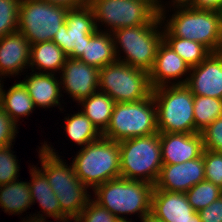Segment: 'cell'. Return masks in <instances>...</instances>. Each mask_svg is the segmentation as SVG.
Returning <instances> with one entry per match:
<instances>
[{"instance_id":"20","label":"cell","mask_w":222,"mask_h":222,"mask_svg":"<svg viewBox=\"0 0 222 222\" xmlns=\"http://www.w3.org/2000/svg\"><path fill=\"white\" fill-rule=\"evenodd\" d=\"M28 90L35 107L50 108L59 107L62 110L60 98L61 85L60 79L56 74L30 72V75L21 81Z\"/></svg>"},{"instance_id":"21","label":"cell","mask_w":222,"mask_h":222,"mask_svg":"<svg viewBox=\"0 0 222 222\" xmlns=\"http://www.w3.org/2000/svg\"><path fill=\"white\" fill-rule=\"evenodd\" d=\"M30 166H32L29 167L31 168L29 170L31 180H29L28 184L32 197V205H34L35 201H37L42 212L41 214L40 211L38 212V214L33 213V215L31 216L40 217L43 219H46V217H53L54 219L67 217L61 211L58 198L49 185L45 174L35 165Z\"/></svg>"},{"instance_id":"27","label":"cell","mask_w":222,"mask_h":222,"mask_svg":"<svg viewBox=\"0 0 222 222\" xmlns=\"http://www.w3.org/2000/svg\"><path fill=\"white\" fill-rule=\"evenodd\" d=\"M64 120L66 123L64 125L66 136L81 146V148L102 137V133L81 111L79 112V110L72 115L67 114Z\"/></svg>"},{"instance_id":"7","label":"cell","mask_w":222,"mask_h":222,"mask_svg":"<svg viewBox=\"0 0 222 222\" xmlns=\"http://www.w3.org/2000/svg\"><path fill=\"white\" fill-rule=\"evenodd\" d=\"M162 26L146 24L113 31L117 60L149 73L153 68L158 46L163 41ZM121 53L125 56H121Z\"/></svg>"},{"instance_id":"3","label":"cell","mask_w":222,"mask_h":222,"mask_svg":"<svg viewBox=\"0 0 222 222\" xmlns=\"http://www.w3.org/2000/svg\"><path fill=\"white\" fill-rule=\"evenodd\" d=\"M75 155L72 158L75 174L92 191L104 182L120 177L118 141L101 137L78 150Z\"/></svg>"},{"instance_id":"19","label":"cell","mask_w":222,"mask_h":222,"mask_svg":"<svg viewBox=\"0 0 222 222\" xmlns=\"http://www.w3.org/2000/svg\"><path fill=\"white\" fill-rule=\"evenodd\" d=\"M30 43L19 31L0 38V78L15 77L29 68ZM15 75V76H14ZM3 76V77H2Z\"/></svg>"},{"instance_id":"31","label":"cell","mask_w":222,"mask_h":222,"mask_svg":"<svg viewBox=\"0 0 222 222\" xmlns=\"http://www.w3.org/2000/svg\"><path fill=\"white\" fill-rule=\"evenodd\" d=\"M193 209L198 212L222 196V189L208 180H203L186 192Z\"/></svg>"},{"instance_id":"9","label":"cell","mask_w":222,"mask_h":222,"mask_svg":"<svg viewBox=\"0 0 222 222\" xmlns=\"http://www.w3.org/2000/svg\"><path fill=\"white\" fill-rule=\"evenodd\" d=\"M99 91L123 103L148 98L152 87L148 72L117 60L99 69Z\"/></svg>"},{"instance_id":"32","label":"cell","mask_w":222,"mask_h":222,"mask_svg":"<svg viewBox=\"0 0 222 222\" xmlns=\"http://www.w3.org/2000/svg\"><path fill=\"white\" fill-rule=\"evenodd\" d=\"M21 0H0V38L18 29Z\"/></svg>"},{"instance_id":"4","label":"cell","mask_w":222,"mask_h":222,"mask_svg":"<svg viewBox=\"0 0 222 222\" xmlns=\"http://www.w3.org/2000/svg\"><path fill=\"white\" fill-rule=\"evenodd\" d=\"M159 3L160 0H89L97 30L105 26L104 31L110 33L120 28L162 24Z\"/></svg>"},{"instance_id":"23","label":"cell","mask_w":222,"mask_h":222,"mask_svg":"<svg viewBox=\"0 0 222 222\" xmlns=\"http://www.w3.org/2000/svg\"><path fill=\"white\" fill-rule=\"evenodd\" d=\"M67 58V54L53 41L36 43L30 45L29 69L37 70V73L60 74Z\"/></svg>"},{"instance_id":"35","label":"cell","mask_w":222,"mask_h":222,"mask_svg":"<svg viewBox=\"0 0 222 222\" xmlns=\"http://www.w3.org/2000/svg\"><path fill=\"white\" fill-rule=\"evenodd\" d=\"M205 150L222 153V116L200 131Z\"/></svg>"},{"instance_id":"30","label":"cell","mask_w":222,"mask_h":222,"mask_svg":"<svg viewBox=\"0 0 222 222\" xmlns=\"http://www.w3.org/2000/svg\"><path fill=\"white\" fill-rule=\"evenodd\" d=\"M88 190V191H87ZM88 188L53 190L58 198L60 209L67 217H78L91 199Z\"/></svg>"},{"instance_id":"45","label":"cell","mask_w":222,"mask_h":222,"mask_svg":"<svg viewBox=\"0 0 222 222\" xmlns=\"http://www.w3.org/2000/svg\"><path fill=\"white\" fill-rule=\"evenodd\" d=\"M131 219H117L115 222H133Z\"/></svg>"},{"instance_id":"8","label":"cell","mask_w":222,"mask_h":222,"mask_svg":"<svg viewBox=\"0 0 222 222\" xmlns=\"http://www.w3.org/2000/svg\"><path fill=\"white\" fill-rule=\"evenodd\" d=\"M158 133L157 109L152 94L136 102L115 103L102 137L122 141Z\"/></svg>"},{"instance_id":"18","label":"cell","mask_w":222,"mask_h":222,"mask_svg":"<svg viewBox=\"0 0 222 222\" xmlns=\"http://www.w3.org/2000/svg\"><path fill=\"white\" fill-rule=\"evenodd\" d=\"M163 164H179L202 156L200 133H160Z\"/></svg>"},{"instance_id":"12","label":"cell","mask_w":222,"mask_h":222,"mask_svg":"<svg viewBox=\"0 0 222 222\" xmlns=\"http://www.w3.org/2000/svg\"><path fill=\"white\" fill-rule=\"evenodd\" d=\"M60 73L61 92L77 103L99 90V69L79 59L68 57Z\"/></svg>"},{"instance_id":"37","label":"cell","mask_w":222,"mask_h":222,"mask_svg":"<svg viewBox=\"0 0 222 222\" xmlns=\"http://www.w3.org/2000/svg\"><path fill=\"white\" fill-rule=\"evenodd\" d=\"M18 126L8 117L0 106V147L8 146L15 142Z\"/></svg>"},{"instance_id":"16","label":"cell","mask_w":222,"mask_h":222,"mask_svg":"<svg viewBox=\"0 0 222 222\" xmlns=\"http://www.w3.org/2000/svg\"><path fill=\"white\" fill-rule=\"evenodd\" d=\"M151 214L164 222H202L183 192L153 189Z\"/></svg>"},{"instance_id":"36","label":"cell","mask_w":222,"mask_h":222,"mask_svg":"<svg viewBox=\"0 0 222 222\" xmlns=\"http://www.w3.org/2000/svg\"><path fill=\"white\" fill-rule=\"evenodd\" d=\"M80 222H115L117 218L91 198L77 217Z\"/></svg>"},{"instance_id":"28","label":"cell","mask_w":222,"mask_h":222,"mask_svg":"<svg viewBox=\"0 0 222 222\" xmlns=\"http://www.w3.org/2000/svg\"><path fill=\"white\" fill-rule=\"evenodd\" d=\"M163 40L191 67L199 65L211 52L202 44L172 36L163 27Z\"/></svg>"},{"instance_id":"11","label":"cell","mask_w":222,"mask_h":222,"mask_svg":"<svg viewBox=\"0 0 222 222\" xmlns=\"http://www.w3.org/2000/svg\"><path fill=\"white\" fill-rule=\"evenodd\" d=\"M97 31L93 9L89 4L70 8L65 23L53 38L69 58L78 59L84 50L86 37Z\"/></svg>"},{"instance_id":"10","label":"cell","mask_w":222,"mask_h":222,"mask_svg":"<svg viewBox=\"0 0 222 222\" xmlns=\"http://www.w3.org/2000/svg\"><path fill=\"white\" fill-rule=\"evenodd\" d=\"M69 8L43 0H21L18 29L30 45L52 41L61 25L65 23Z\"/></svg>"},{"instance_id":"29","label":"cell","mask_w":222,"mask_h":222,"mask_svg":"<svg viewBox=\"0 0 222 222\" xmlns=\"http://www.w3.org/2000/svg\"><path fill=\"white\" fill-rule=\"evenodd\" d=\"M195 128L200 132L222 116V99L194 95Z\"/></svg>"},{"instance_id":"41","label":"cell","mask_w":222,"mask_h":222,"mask_svg":"<svg viewBox=\"0 0 222 222\" xmlns=\"http://www.w3.org/2000/svg\"><path fill=\"white\" fill-rule=\"evenodd\" d=\"M193 0H171V3H170V1H168L169 2V4L168 3H166V4H163L164 3V1H162V0H160V3H159V12H169V7L171 8L172 6H179V5H189L191 2H192ZM168 4V5H167ZM164 5H166V6H168V7H166V6H164ZM170 5V6H169ZM166 8H168L167 10H166Z\"/></svg>"},{"instance_id":"24","label":"cell","mask_w":222,"mask_h":222,"mask_svg":"<svg viewBox=\"0 0 222 222\" xmlns=\"http://www.w3.org/2000/svg\"><path fill=\"white\" fill-rule=\"evenodd\" d=\"M4 82L0 85V106L8 117L18 126L21 117H28L35 109L27 88L20 81L13 83L6 91Z\"/></svg>"},{"instance_id":"43","label":"cell","mask_w":222,"mask_h":222,"mask_svg":"<svg viewBox=\"0 0 222 222\" xmlns=\"http://www.w3.org/2000/svg\"><path fill=\"white\" fill-rule=\"evenodd\" d=\"M26 217H24L22 222H47L46 219H43V218H40V217H34V216H31V214L29 216L26 215Z\"/></svg>"},{"instance_id":"26","label":"cell","mask_w":222,"mask_h":222,"mask_svg":"<svg viewBox=\"0 0 222 222\" xmlns=\"http://www.w3.org/2000/svg\"><path fill=\"white\" fill-rule=\"evenodd\" d=\"M115 101L106 93L96 91L77 105L82 106L80 111L103 133L109 125Z\"/></svg>"},{"instance_id":"40","label":"cell","mask_w":222,"mask_h":222,"mask_svg":"<svg viewBox=\"0 0 222 222\" xmlns=\"http://www.w3.org/2000/svg\"><path fill=\"white\" fill-rule=\"evenodd\" d=\"M56 5H63L67 8H77L89 4V0H43Z\"/></svg>"},{"instance_id":"22","label":"cell","mask_w":222,"mask_h":222,"mask_svg":"<svg viewBox=\"0 0 222 222\" xmlns=\"http://www.w3.org/2000/svg\"><path fill=\"white\" fill-rule=\"evenodd\" d=\"M98 69L117 61L112 33L96 31L86 37L83 54L78 58Z\"/></svg>"},{"instance_id":"2","label":"cell","mask_w":222,"mask_h":222,"mask_svg":"<svg viewBox=\"0 0 222 222\" xmlns=\"http://www.w3.org/2000/svg\"><path fill=\"white\" fill-rule=\"evenodd\" d=\"M153 189V184L118 177L96 187L93 200L117 219H128L126 215L133 214L142 218L151 213Z\"/></svg>"},{"instance_id":"13","label":"cell","mask_w":222,"mask_h":222,"mask_svg":"<svg viewBox=\"0 0 222 222\" xmlns=\"http://www.w3.org/2000/svg\"><path fill=\"white\" fill-rule=\"evenodd\" d=\"M190 69V66L163 40L158 46L153 68L149 72L150 85L152 89L165 85H186Z\"/></svg>"},{"instance_id":"17","label":"cell","mask_w":222,"mask_h":222,"mask_svg":"<svg viewBox=\"0 0 222 222\" xmlns=\"http://www.w3.org/2000/svg\"><path fill=\"white\" fill-rule=\"evenodd\" d=\"M39 147L41 167L38 168L45 174L53 190L87 188L75 174L73 164L68 166L52 145L44 141Z\"/></svg>"},{"instance_id":"25","label":"cell","mask_w":222,"mask_h":222,"mask_svg":"<svg viewBox=\"0 0 222 222\" xmlns=\"http://www.w3.org/2000/svg\"><path fill=\"white\" fill-rule=\"evenodd\" d=\"M32 205V197L28 182L15 180L8 184L0 185V207L4 213L19 215L28 210Z\"/></svg>"},{"instance_id":"44","label":"cell","mask_w":222,"mask_h":222,"mask_svg":"<svg viewBox=\"0 0 222 222\" xmlns=\"http://www.w3.org/2000/svg\"><path fill=\"white\" fill-rule=\"evenodd\" d=\"M56 222H80L77 217H64L60 219H55ZM52 222V221H51Z\"/></svg>"},{"instance_id":"5","label":"cell","mask_w":222,"mask_h":222,"mask_svg":"<svg viewBox=\"0 0 222 222\" xmlns=\"http://www.w3.org/2000/svg\"><path fill=\"white\" fill-rule=\"evenodd\" d=\"M157 109L158 133H200L195 128L194 95L186 85L152 89Z\"/></svg>"},{"instance_id":"42","label":"cell","mask_w":222,"mask_h":222,"mask_svg":"<svg viewBox=\"0 0 222 222\" xmlns=\"http://www.w3.org/2000/svg\"><path fill=\"white\" fill-rule=\"evenodd\" d=\"M140 222H164V221H162L161 219H158L157 217L149 213L148 215L140 218Z\"/></svg>"},{"instance_id":"38","label":"cell","mask_w":222,"mask_h":222,"mask_svg":"<svg viewBox=\"0 0 222 222\" xmlns=\"http://www.w3.org/2000/svg\"><path fill=\"white\" fill-rule=\"evenodd\" d=\"M198 213L202 222H222V196Z\"/></svg>"},{"instance_id":"14","label":"cell","mask_w":222,"mask_h":222,"mask_svg":"<svg viewBox=\"0 0 222 222\" xmlns=\"http://www.w3.org/2000/svg\"><path fill=\"white\" fill-rule=\"evenodd\" d=\"M205 180L203 155L179 164H163L154 189L186 193Z\"/></svg>"},{"instance_id":"39","label":"cell","mask_w":222,"mask_h":222,"mask_svg":"<svg viewBox=\"0 0 222 222\" xmlns=\"http://www.w3.org/2000/svg\"><path fill=\"white\" fill-rule=\"evenodd\" d=\"M189 6L196 9L220 10L222 7V0H193Z\"/></svg>"},{"instance_id":"34","label":"cell","mask_w":222,"mask_h":222,"mask_svg":"<svg viewBox=\"0 0 222 222\" xmlns=\"http://www.w3.org/2000/svg\"><path fill=\"white\" fill-rule=\"evenodd\" d=\"M202 155L205 180L222 189V153L204 149Z\"/></svg>"},{"instance_id":"6","label":"cell","mask_w":222,"mask_h":222,"mask_svg":"<svg viewBox=\"0 0 222 222\" xmlns=\"http://www.w3.org/2000/svg\"><path fill=\"white\" fill-rule=\"evenodd\" d=\"M120 177L155 184L161 167L160 133L119 141Z\"/></svg>"},{"instance_id":"33","label":"cell","mask_w":222,"mask_h":222,"mask_svg":"<svg viewBox=\"0 0 222 222\" xmlns=\"http://www.w3.org/2000/svg\"><path fill=\"white\" fill-rule=\"evenodd\" d=\"M13 144L0 147V185L8 184L18 180L20 165L14 155Z\"/></svg>"},{"instance_id":"15","label":"cell","mask_w":222,"mask_h":222,"mask_svg":"<svg viewBox=\"0 0 222 222\" xmlns=\"http://www.w3.org/2000/svg\"><path fill=\"white\" fill-rule=\"evenodd\" d=\"M186 86L195 96L222 99V54L210 53L199 65L191 67Z\"/></svg>"},{"instance_id":"1","label":"cell","mask_w":222,"mask_h":222,"mask_svg":"<svg viewBox=\"0 0 222 222\" xmlns=\"http://www.w3.org/2000/svg\"><path fill=\"white\" fill-rule=\"evenodd\" d=\"M173 8L176 11L169 18L166 12H159L163 27L172 36L198 42L211 53L220 52L222 15L219 10L196 9L189 5L173 6Z\"/></svg>"}]
</instances>
